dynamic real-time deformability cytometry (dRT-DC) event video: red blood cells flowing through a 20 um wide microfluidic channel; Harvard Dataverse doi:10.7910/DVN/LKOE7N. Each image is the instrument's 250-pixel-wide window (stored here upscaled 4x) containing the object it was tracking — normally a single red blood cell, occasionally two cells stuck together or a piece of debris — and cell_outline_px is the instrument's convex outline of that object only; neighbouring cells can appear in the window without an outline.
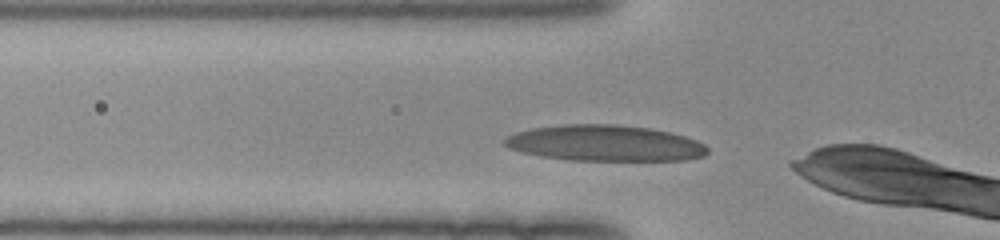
{"species": "human", "species_latin": "Homo sapiens", "temperature_condition": "room temperature", "stored_images_in_passage": 26, "camera_frame_rate_fps": 3000, "um_per_image_px": 0.085, "donor": {"sex": "female"}, "frame": {"image": 1, "passage_image": 2, "time_ms": 0.333, "image_size_px": [1000, 240], "cell_outline_px": [[708, 152], [704, 156], [688, 160], [568, 160], [540, 156], [508, 148], [500, 140], [504, 136], [516, 132], [532, 128], [560, 124], [616, 124], [648, 128], [668, 132], [684, 136], [696, 140], [704, 144], [708, 148]], "centroid_in_image_um": [51.37, 12.16], "position_along_channel_um": 74.4, "area_um2": 42.77}}
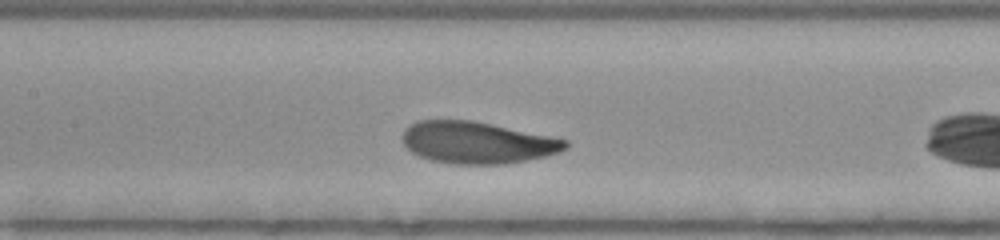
{"frame": {"image": 2, "passage_image": 9, "time_ms": 2.667, "image_size_px": [1000, 240], "cell_outline_px": [[568, 148], [544, 156], [504, 164], [456, 164], [432, 160], [420, 156], [412, 152], [404, 144], [400, 136], [404, 128], [408, 124], [416, 120], [472, 120], [552, 136], [568, 140]], "centroid_in_image_um": [40.51, 12.1], "position_along_channel_um": 166.9, "area_um2": 39.77}}
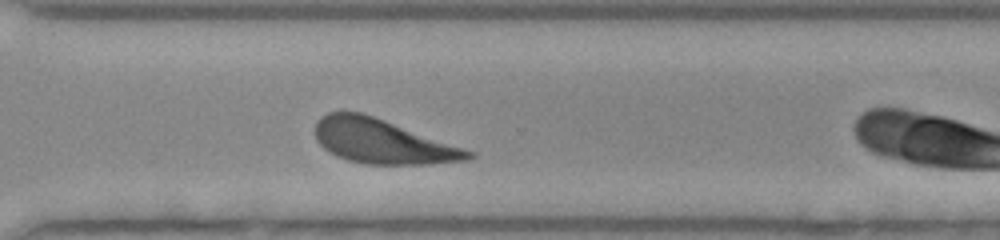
{"frame": {"image": 3, "passage_image": 22, "time_ms": 7.0, "image_size_px": [1000, 240], "cell_outline_px": [[476, 156], [468, 160], [424, 164], [364, 164], [348, 160], [336, 156], [328, 152], [316, 140], [316, 120], [320, 116], [328, 112], [360, 112], [372, 116], [476, 152]], "centroid_in_image_um": [32.49, 12.03], "position_along_channel_um": 338.1, "area_um2": 39.25}}